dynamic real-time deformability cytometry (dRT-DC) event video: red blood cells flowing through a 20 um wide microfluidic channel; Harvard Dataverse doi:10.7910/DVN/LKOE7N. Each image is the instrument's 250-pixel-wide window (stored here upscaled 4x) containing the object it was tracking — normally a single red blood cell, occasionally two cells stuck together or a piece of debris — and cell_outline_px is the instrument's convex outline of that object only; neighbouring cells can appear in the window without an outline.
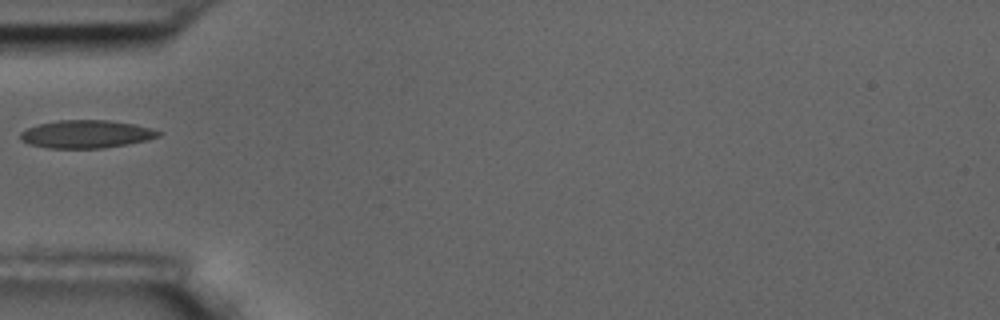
{"species": "common noctule bat (a hibernating species)", "species_latin": "Nyctalus noctula", "temperature_condition": "room temperature", "stored_images_in_passage": 6, "camera_frame_rate_fps": 3000, "um_per_image_px": 0.085, "animal": {"sex": "male", "body_mass_g": 17.5, "forearm_length_mm": 52.3}, "frame": {"image": 1, "passage_image": 1, "time_ms": 0.0, "image_size_px": [1000, 320], "cell_outline_px": [[164, 132], [160, 136], [148, 140], [128, 144], [104, 148], [48, 148], [28, 144], [20, 140], [20, 132], [28, 128], [40, 124], [56, 120], [108, 120], [132, 124]], "centroid_in_image_um": [7.32, 11.41], "position_along_channel_um": 77.7, "area_um2": 22.48}}